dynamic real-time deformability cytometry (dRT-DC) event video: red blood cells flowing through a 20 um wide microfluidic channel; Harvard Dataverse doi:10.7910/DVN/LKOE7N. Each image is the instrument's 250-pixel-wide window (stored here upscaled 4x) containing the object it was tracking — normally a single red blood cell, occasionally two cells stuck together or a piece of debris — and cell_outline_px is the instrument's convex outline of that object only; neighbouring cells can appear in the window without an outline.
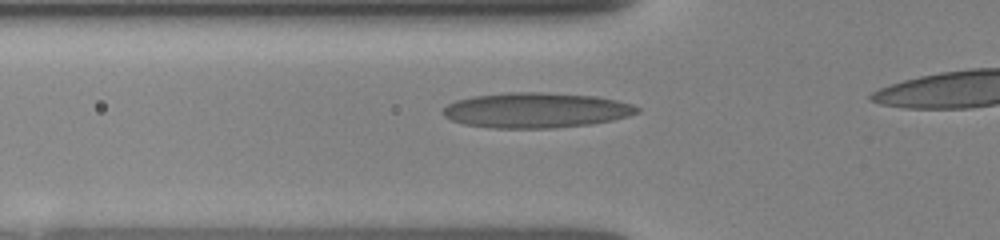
{"species": "human", "species_latin": "Homo sapiens", "temperature_condition": "room temperature", "stored_images_in_passage": 14, "segment_of_instrument_passage": [1, 2], "camera_frame_rate_fps": 3000, "um_per_image_px": 0.085, "donor": {"sex": "female"}, "frame": {"image": 1, "passage_image": 10, "time_ms": 2.333, "image_size_px": [1000, 240], "cell_outline_px": [[640, 112], [628, 116], [612, 120], [592, 124], [556, 128], [492, 128], [464, 124], [452, 120], [444, 116], [444, 108], [448, 104], [456, 100], [472, 96], [508, 92], [544, 92], [596, 96], [616, 100], [632, 104], [640, 108]], "centroid_in_image_um": [45.58, 9.37], "position_along_channel_um": 80.2, "area_um2": 39.94}}
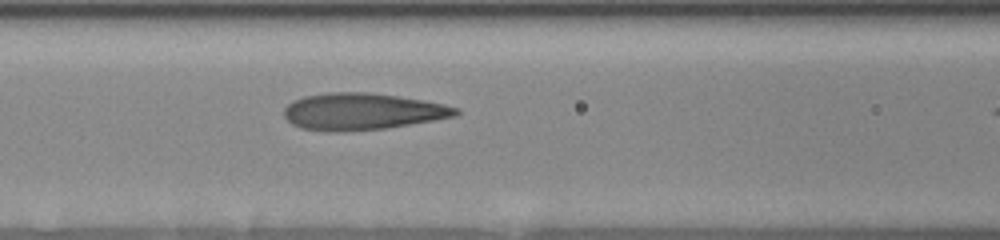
{"frame": {"image": 2, "passage_image": 13, "time_ms": 3.667, "image_size_px": [1000, 240], "cell_outline_px": [[460, 112], [456, 116], [388, 128], [340, 132], [328, 132], [300, 128], [292, 124], [284, 116], [284, 108], [292, 100], [304, 96], [328, 92], [368, 92], [396, 96], [444, 104], [460, 108]], "centroid_in_image_um": [30.76, 9.48], "position_along_channel_um": 135.8, "area_um2": 36.93}}